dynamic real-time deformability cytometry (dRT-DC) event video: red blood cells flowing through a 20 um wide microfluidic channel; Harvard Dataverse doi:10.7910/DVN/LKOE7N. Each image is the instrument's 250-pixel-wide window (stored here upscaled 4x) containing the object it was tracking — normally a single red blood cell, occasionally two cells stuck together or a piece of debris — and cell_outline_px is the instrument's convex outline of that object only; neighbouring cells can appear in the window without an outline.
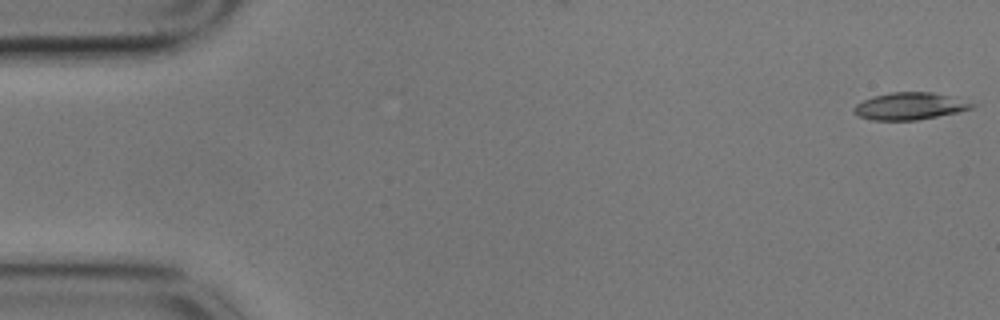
{"species": "common noctule bat (a hibernating species)", "species_latin": "Nyctalus noctula", "temperature_condition": "cold", "stored_images_in_passage": 56, "camera_frame_rate_fps": 3000, "um_per_image_px": 0.085, "animal": {"sex": "male", "body_mass_g": 17.9}, "frame": {"image": 1, "passage_image": 1, "time_ms": 0.0, "image_size_px": [1000, 320], "cell_outline_px": [[980, 104], [972, 108], [956, 112], [916, 120], [872, 120], [856, 116], [852, 112], [852, 108], [856, 104], [872, 96], [892, 92], [932, 92], [956, 96]], "centroid_in_image_um": [77.35, 9.01], "position_along_channel_um": 7.6, "area_um2": 19.02}}
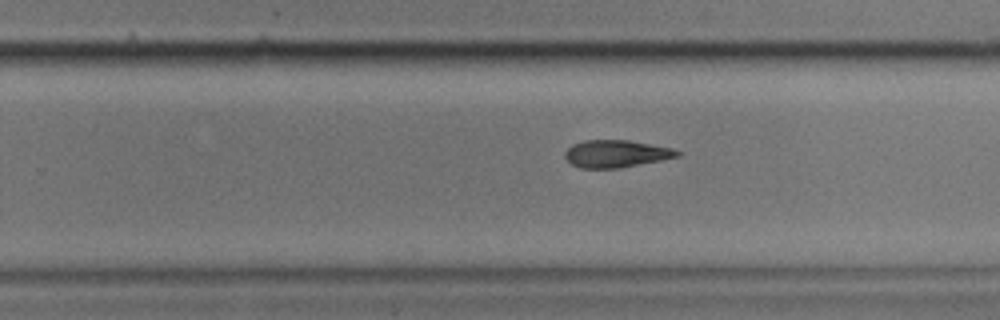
{"frame": {"image": 2, "passage_image": 35, "time_ms": 11.333, "image_size_px": [1000, 320], "cell_outline_px": [[680, 156], [620, 168], [580, 168], [572, 164], [564, 156], [564, 152], [572, 144], [584, 140], [628, 140], [672, 148], [680, 152]], "centroid_in_image_um": [52.34, 13.06], "position_along_channel_um": 277.5, "area_um2": 17.8}}
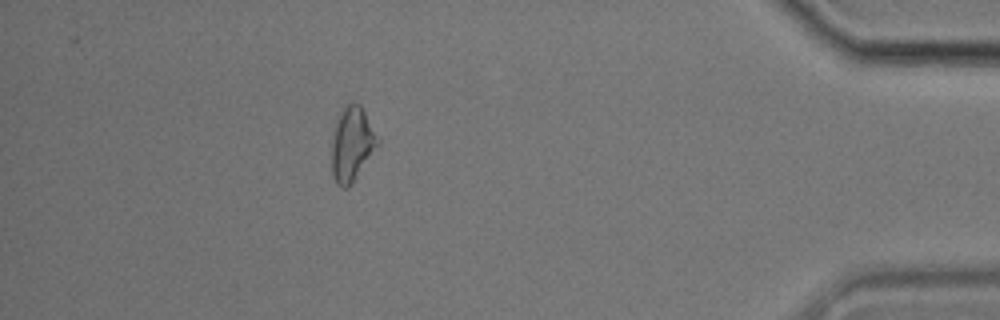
{"frame": {"image": 3, "passage_image": 50, "time_ms": 16.333, "image_size_px": [1000, 320], "cell_outline_px": [[380, 144], [352, 184], [348, 188], [340, 188], [336, 184], [332, 176], [332, 140], [336, 116], [352, 100], [360, 104], [380, 140]], "centroid_in_image_um": [29.91, 12.26], "position_along_channel_um": 405.3, "area_um2": 20.29}}